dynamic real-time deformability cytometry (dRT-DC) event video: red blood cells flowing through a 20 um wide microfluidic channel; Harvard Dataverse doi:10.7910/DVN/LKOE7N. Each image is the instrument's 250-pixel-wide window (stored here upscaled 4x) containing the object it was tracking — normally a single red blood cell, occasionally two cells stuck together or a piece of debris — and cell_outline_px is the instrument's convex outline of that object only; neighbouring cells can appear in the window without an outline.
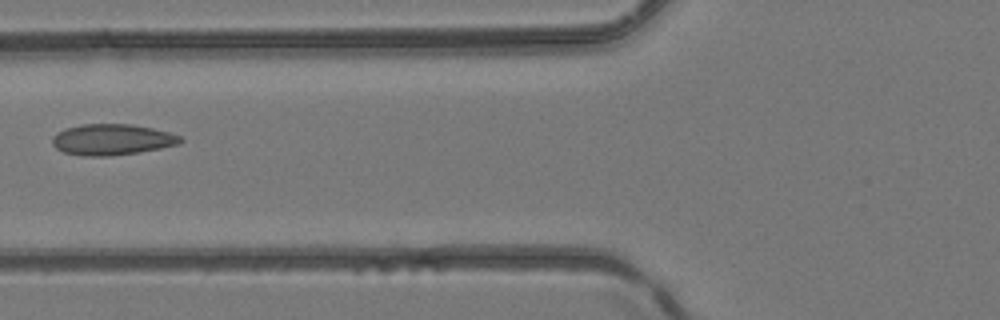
{"species": "common noctule bat (a hibernating species)", "species_latin": "Nyctalus noctula", "temperature_condition": "room temperature", "stored_images_in_passage": 2, "camera_frame_rate_fps": 3000, "um_per_image_px": 0.085, "animal": {"sex": "female", "body_mass_g": 24.6, "forearm_length_mm": 56.2}, "frame": {"image": 1, "passage_image": 2, "time_ms": 0.333, "image_size_px": [1000, 320], "cell_outline_px": [[184, 140], [180, 144], [140, 152], [112, 156], [80, 156], [64, 152], [56, 148], [52, 144], [52, 136], [56, 132], [64, 128], [80, 124], [132, 124], [152, 128], [168, 132], [180, 136]], "centroid_in_image_um": [9.49, 11.86], "position_along_channel_um": 116.3, "area_um2": 23.41}}